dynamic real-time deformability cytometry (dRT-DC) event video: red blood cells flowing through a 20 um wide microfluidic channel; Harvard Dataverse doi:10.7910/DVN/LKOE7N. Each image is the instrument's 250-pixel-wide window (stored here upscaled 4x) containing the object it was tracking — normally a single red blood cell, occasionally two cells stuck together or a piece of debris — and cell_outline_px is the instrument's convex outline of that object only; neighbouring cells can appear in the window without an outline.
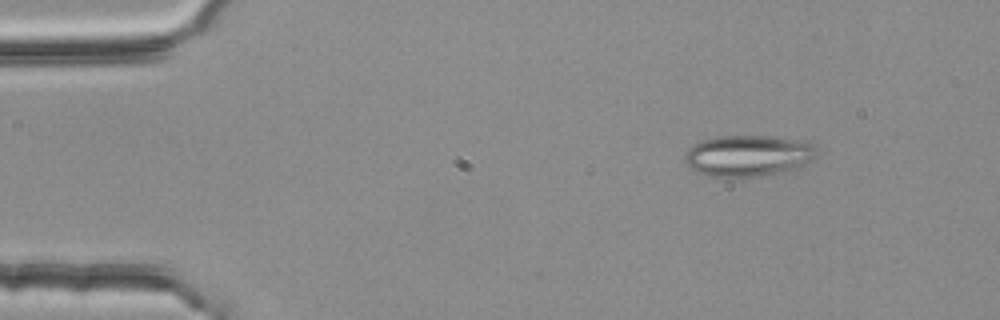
{"species": "common noctule bat (a hibernating species)", "species_latin": "Nyctalus noctula", "temperature_condition": "room temperature", "stored_images_in_passage": 4, "camera_frame_rate_fps": 3000, "um_per_image_px": 0.085, "animal": {"sex": "female", "body_mass_g": 25.1}, "frame": {"image": 1, "passage_image": 1, "time_ms": 0.0, "image_size_px": [1000, 320], "cell_outline_px": [[816, 156], [812, 160], [800, 168], [788, 172], [756, 176], [712, 176], [696, 172], [684, 164], [684, 156], [688, 148], [692, 144], [704, 140], [720, 136], [768, 136], [812, 140], [816, 144]], "centroid_in_image_um": [63.67, 13.22], "position_along_channel_um": 21.3, "area_um2": 32.37}}